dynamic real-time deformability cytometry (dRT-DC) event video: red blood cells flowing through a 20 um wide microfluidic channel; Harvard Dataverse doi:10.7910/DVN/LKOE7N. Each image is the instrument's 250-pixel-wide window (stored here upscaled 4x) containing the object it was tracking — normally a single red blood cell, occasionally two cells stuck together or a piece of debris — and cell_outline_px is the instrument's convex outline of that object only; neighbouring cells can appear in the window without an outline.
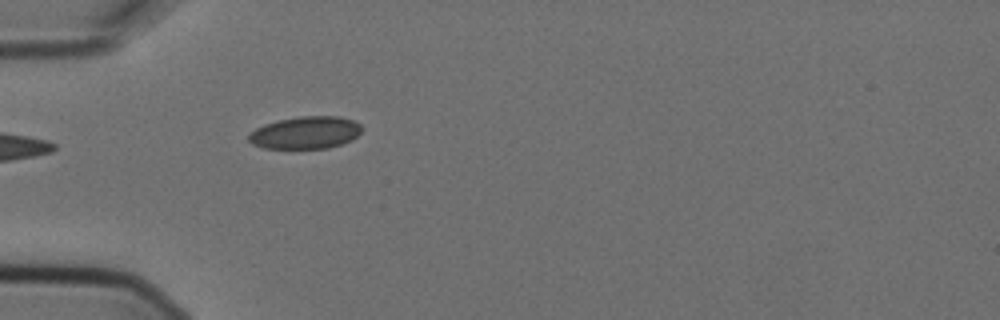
{"species": "Egyptian fruit bat (a non-hibernating species)", "species_latin": "Rousettus aegyptiacus", "temperature_condition": "cold", "stored_images_in_passage": 4, "camera_frame_rate_fps": 3000, "um_per_image_px": 0.085, "animal": {"sex": "female"}, "frame": {"image": 1, "passage_image": 4, "time_ms": 1.0, "image_size_px": [1000, 320], "cell_outline_px": [[364, 128], [352, 140], [328, 148], [264, 148], [252, 144], [248, 140], [248, 136], [256, 128], [264, 124], [280, 120], [300, 116], [340, 116], [352, 120], [360, 124]], "centroid_in_image_um": [25.98, 11.27], "position_along_channel_um": 59.0, "area_um2": 21.27}}